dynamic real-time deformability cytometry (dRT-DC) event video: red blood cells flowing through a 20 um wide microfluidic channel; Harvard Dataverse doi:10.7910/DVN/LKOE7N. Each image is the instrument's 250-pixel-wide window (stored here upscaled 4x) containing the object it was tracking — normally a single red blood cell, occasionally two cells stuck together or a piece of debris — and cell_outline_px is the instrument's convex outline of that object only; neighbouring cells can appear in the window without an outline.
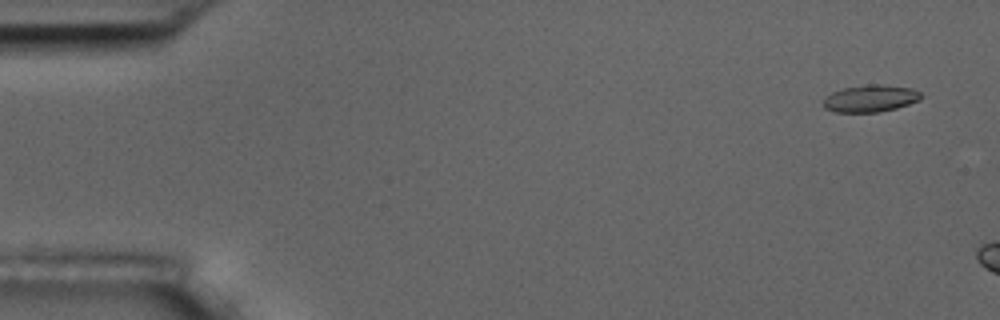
{"species": "common noctule bat (a hibernating species)", "species_latin": "Nyctalus noctula", "temperature_condition": "room temperature", "stored_images_in_passage": 4, "camera_frame_rate_fps": 3000, "um_per_image_px": 0.085, "animal": {"sex": "male", "body_mass_g": 17.5, "forearm_length_mm": 52.3}, "frame": {"image": 1, "passage_image": 1, "time_ms": 0.0, "image_size_px": [1000, 320], "cell_outline_px": [[924, 96], [920, 100], [896, 108], [880, 112], [832, 112], [824, 108], [824, 96], [832, 92], [844, 88], [868, 84], [884, 84], [912, 88], [920, 92]], "centroid_in_image_um": [73.99, 8.36], "position_along_channel_um": 11.0, "area_um2": 15.61}}